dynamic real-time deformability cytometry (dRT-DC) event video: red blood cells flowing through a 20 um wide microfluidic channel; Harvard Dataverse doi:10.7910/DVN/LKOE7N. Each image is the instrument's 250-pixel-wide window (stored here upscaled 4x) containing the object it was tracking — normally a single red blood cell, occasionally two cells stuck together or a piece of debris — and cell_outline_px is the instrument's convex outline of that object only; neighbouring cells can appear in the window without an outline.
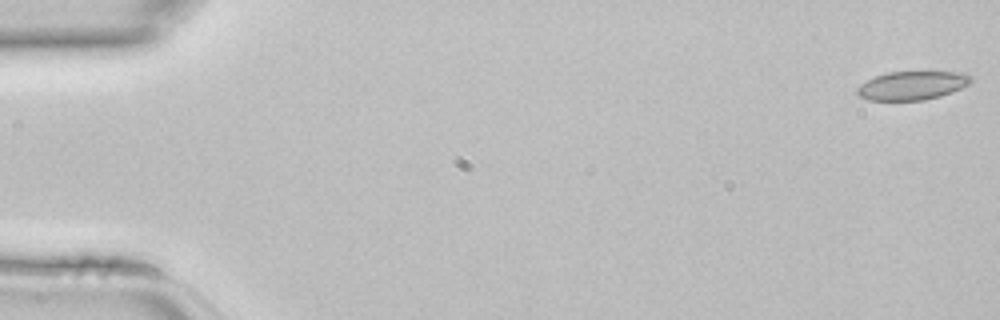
{"species": "common noctule bat (a hibernating species)", "species_latin": "Nyctalus noctula", "temperature_condition": "room temperature", "stored_images_in_passage": 45, "camera_frame_rate_fps": 3000, "um_per_image_px": 0.085, "animal": {"sex": "female", "body_mass_g": 22.7, "forearm_length_mm": 54.2}, "frame": {"image": 1, "passage_image": 1, "time_ms": 0.0, "image_size_px": [1000, 320], "cell_outline_px": [[972, 80], [968, 84], [952, 92], [940, 96], [924, 100], [868, 100], [860, 96], [856, 92], [856, 88], [860, 84], [876, 76], [888, 72], [964, 72], [972, 76]], "centroid_in_image_um": [77.54, 7.27], "position_along_channel_um": 7.5, "area_um2": 18.9}}
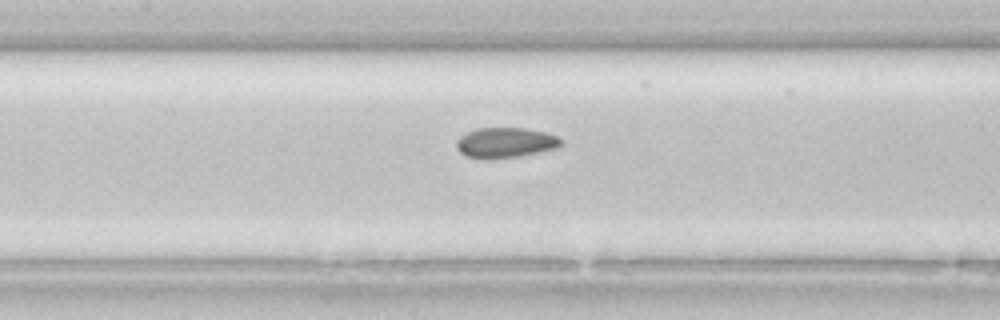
{"frame": {"image": 2, "passage_image": 21, "time_ms": 6.667, "image_size_px": [1000, 320], "cell_outline_px": [[560, 144], [556, 148], [516, 156], [484, 160], [480, 160], [464, 156], [456, 148], [456, 140], [460, 136], [476, 128], [524, 128], [548, 132], [556, 136], [560, 140]], "centroid_in_image_um": [42.87, 12.13], "position_along_channel_um": 164.5, "area_um2": 18.44}}
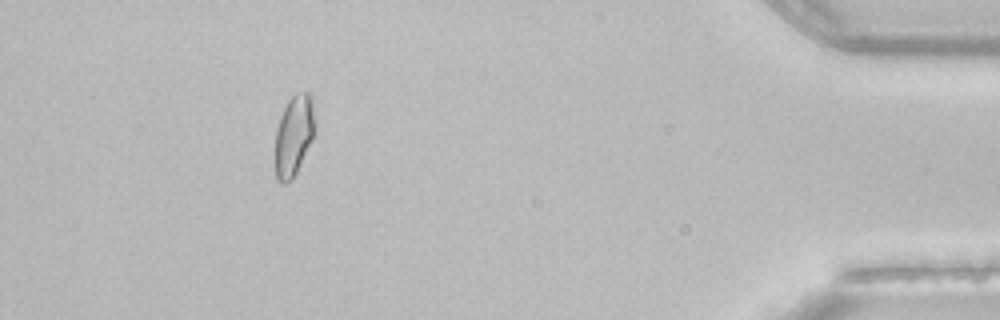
{"frame": {"image": 3, "passage_image": 41, "time_ms": 13.333, "image_size_px": [1000, 320], "cell_outline_px": [[316, 124], [312, 140], [292, 180], [284, 184], [280, 184], [276, 180], [276, 128], [280, 116], [288, 100], [296, 92], [312, 92], [316, 120]], "centroid_in_image_um": [25.0, 11.46], "position_along_channel_um": 410.2, "area_um2": 19.02}}